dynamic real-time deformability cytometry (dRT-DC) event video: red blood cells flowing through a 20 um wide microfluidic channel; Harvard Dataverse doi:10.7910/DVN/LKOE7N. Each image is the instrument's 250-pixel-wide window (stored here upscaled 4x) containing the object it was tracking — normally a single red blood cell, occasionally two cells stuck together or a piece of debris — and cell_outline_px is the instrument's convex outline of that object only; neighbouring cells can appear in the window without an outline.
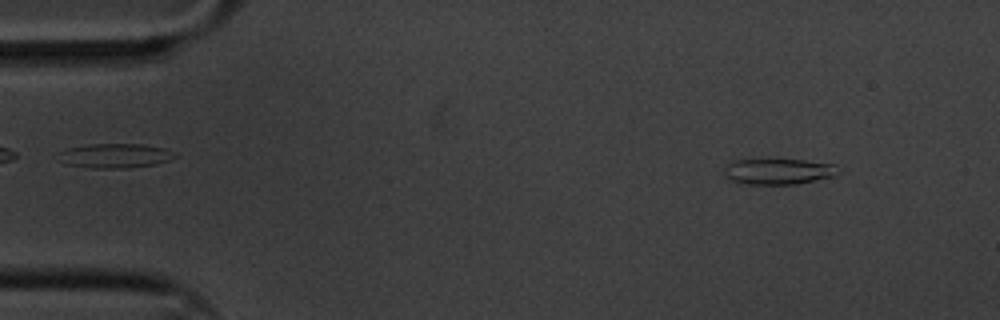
{"species": "common noctule bat (a hibernating species)", "species_latin": "Nyctalus noctula", "temperature_condition": "cold", "stored_images_in_passage": 3, "camera_frame_rate_fps": 3000, "um_per_image_px": 0.085, "animal": {"sex": "male", "body_mass_g": 20.1, "forearm_length_mm": 53.5}, "frame": {"image": 1, "passage_image": 1, "time_ms": 0.0, "image_size_px": [1000, 320], "cell_outline_px": [[840, 172], [836, 176], [796, 184], [736, 184], [724, 172], [728, 164], [732, 160], [768, 156], [804, 160], [836, 164]], "centroid_in_image_um": [66.16, 14.52], "position_along_channel_um": 18.8, "area_um2": 18.21}}